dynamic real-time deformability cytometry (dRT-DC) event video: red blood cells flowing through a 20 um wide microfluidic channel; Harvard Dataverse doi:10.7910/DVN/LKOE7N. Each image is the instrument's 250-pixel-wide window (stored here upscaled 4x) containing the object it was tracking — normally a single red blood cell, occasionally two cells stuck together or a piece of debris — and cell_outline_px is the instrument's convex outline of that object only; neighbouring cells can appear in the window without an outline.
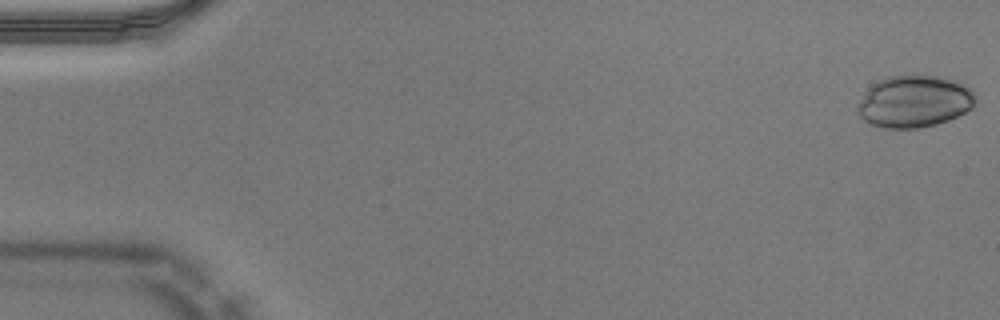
{"species": "Egyptian fruit bat (a non-hibernating species)", "species_latin": "Rousettus aegyptiacus", "temperature_condition": "warm", "stored_images_in_passage": 9, "camera_frame_rate_fps": 3000, "um_per_image_px": 0.085, "animal": {"sex": "male"}, "frame": {"image": 1, "passage_image": 1, "time_ms": 0.0, "image_size_px": [1000, 320], "cell_outline_px": [[976, 100], [972, 108], [948, 120], [936, 124], [920, 128], [888, 128], [872, 124], [864, 120], [856, 112], [856, 108], [868, 88], [872, 84], [888, 76], [916, 72], [940, 76], [956, 80], [968, 88], [972, 92]], "centroid_in_image_um": [77.71, 8.58], "position_along_channel_um": 7.3, "area_um2": 36.13}}